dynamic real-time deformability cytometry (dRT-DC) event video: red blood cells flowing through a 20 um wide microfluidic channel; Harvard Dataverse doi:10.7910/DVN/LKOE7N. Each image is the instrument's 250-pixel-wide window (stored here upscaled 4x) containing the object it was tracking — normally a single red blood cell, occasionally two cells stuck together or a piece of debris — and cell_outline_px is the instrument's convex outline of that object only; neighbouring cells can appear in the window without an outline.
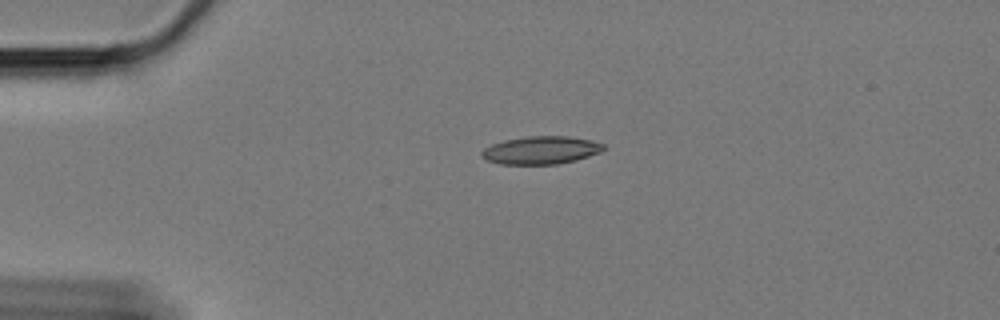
{"species": "Egyptian fruit bat (a non-hibernating species)", "species_latin": "Rousettus aegyptiacus", "temperature_condition": "cold", "stored_images_in_passage": 47, "camera_frame_rate_fps": 3000, "um_per_image_px": 0.085, "animal": {"sex": "female"}, "frame": {"image": 1, "passage_image": 1, "time_ms": 0.0, "image_size_px": [1000, 320], "cell_outline_px": [[604, 148], [600, 152], [576, 160], [556, 164], [500, 164], [488, 160], [480, 156], [480, 152], [484, 148], [492, 144], [504, 140], [528, 136], [568, 136], [592, 140], [604, 144]], "centroid_in_image_um": [45.96, 12.76], "position_along_channel_um": 39.0, "area_um2": 19.77}}
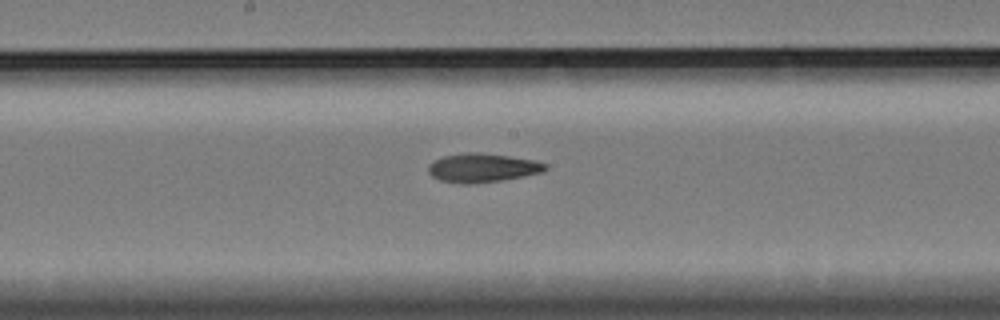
{"frame": {"image": 2, "passage_image": 19, "time_ms": 6.0, "image_size_px": [1000, 320], "cell_outline_px": [[548, 168], [544, 172], [524, 176], [476, 184], [460, 184], [440, 180], [432, 176], [428, 172], [428, 164], [444, 156], [464, 152], [480, 152], [508, 156], [532, 160], [548, 164]], "centroid_in_image_um": [41.0, 14.27], "position_along_channel_um": 207.2, "area_um2": 19.77}}
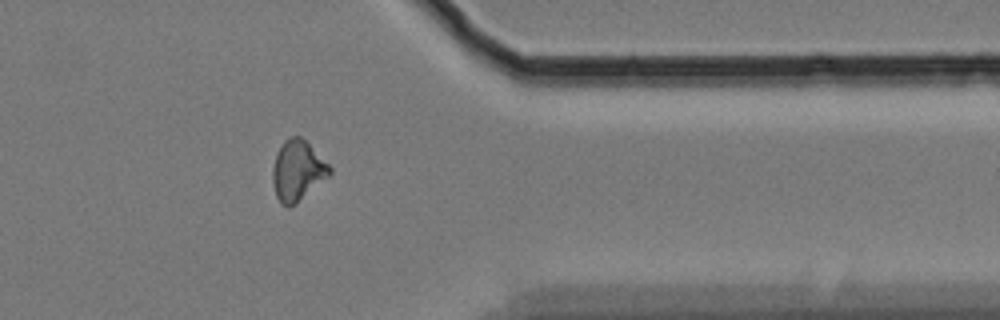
{"frame": {"image": 3, "passage_image": 36, "time_ms": 11.667, "image_size_px": [1000, 320], "cell_outline_px": [[332, 172], [328, 176], [296, 204], [288, 208], [280, 204], [276, 196], [272, 180], [272, 168], [276, 156], [284, 140], [292, 136], [300, 136], [332, 168]], "centroid_in_image_um": [25.27, 14.54], "position_along_channel_um": 386.1, "area_um2": 19.77}, "authors_computed_cell_mechanics": {"area_um2": 19.4208, "velocity_mm_per_s": 3.35, "shape_relaxation_time_tau1_ms": null, "shape_relaxation_time_tau2_ms": 5.103, "deformation_change_tau1": null, "deformation_change_tau2": 0.1265}}